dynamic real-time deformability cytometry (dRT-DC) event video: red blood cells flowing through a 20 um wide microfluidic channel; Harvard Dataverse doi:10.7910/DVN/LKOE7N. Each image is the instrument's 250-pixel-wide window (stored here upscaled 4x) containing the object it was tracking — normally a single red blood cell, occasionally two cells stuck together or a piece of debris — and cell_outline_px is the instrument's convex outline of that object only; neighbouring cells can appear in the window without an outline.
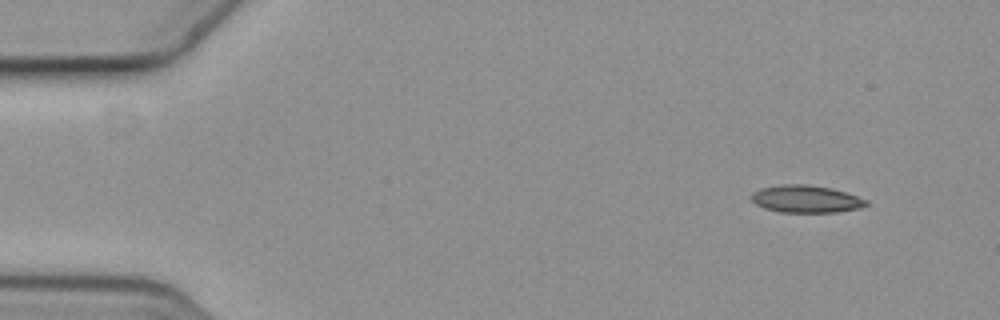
{"species": "common noctule bat (a hibernating species)", "species_latin": "Nyctalus noctula", "temperature_condition": "cold", "stored_images_in_passage": 4, "camera_frame_rate_fps": 3000, "um_per_image_px": 0.085, "animal": {"sex": "female", "body_mass_g": 19.3, "forearm_length_mm": 54.1}, "frame": {"image": 1, "passage_image": 1, "time_ms": 0.0, "image_size_px": [1000, 320], "cell_outline_px": [[868, 204], [860, 208], [836, 212], [780, 212], [764, 208], [756, 204], [752, 200], [752, 192], [760, 188], [780, 184], [804, 184], [832, 188], [868, 200]], "centroid_in_image_um": [68.49, 16.91], "position_along_channel_um": 16.5, "area_um2": 18.26}}